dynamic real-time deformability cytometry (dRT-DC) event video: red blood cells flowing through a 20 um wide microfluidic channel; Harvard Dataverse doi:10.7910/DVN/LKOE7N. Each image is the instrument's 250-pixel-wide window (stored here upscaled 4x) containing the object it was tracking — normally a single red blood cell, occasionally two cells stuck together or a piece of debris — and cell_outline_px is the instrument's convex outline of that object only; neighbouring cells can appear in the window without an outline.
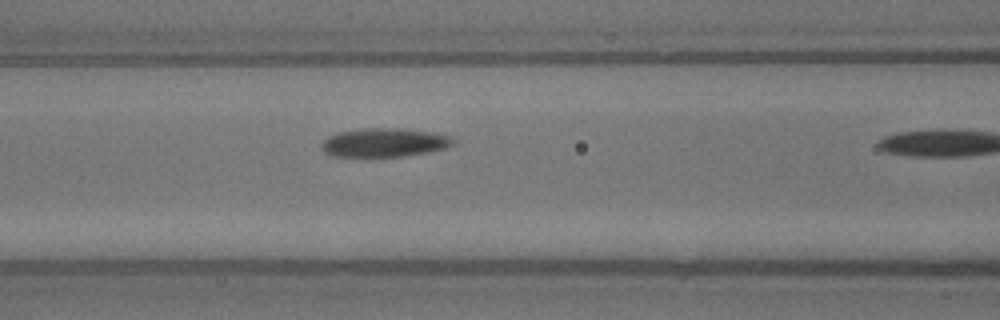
{"species": "common noctule bat (a hibernating species)", "species_latin": "Nyctalus noctula", "temperature_condition": "warm", "stored_images_in_passage": 8, "camera_frame_rate_fps": 3000, "um_per_image_px": 0.085, "animal": {"sex": "male", "body_mass_g": 13.3}, "frame": {"image": 1, "passage_image": 7, "time_ms": 2.0, "image_size_px": [1000, 320], "cell_outline_px": [[456, 144], [448, 148], [428, 152], [404, 156], [332, 156], [324, 152], [320, 148], [320, 144], [328, 136], [340, 132], [360, 128], [404, 128], [432, 132], [448, 136], [456, 140]], "centroid_in_image_um": [32.69, 12.11], "position_along_channel_um": 133.9, "area_um2": 22.25}}